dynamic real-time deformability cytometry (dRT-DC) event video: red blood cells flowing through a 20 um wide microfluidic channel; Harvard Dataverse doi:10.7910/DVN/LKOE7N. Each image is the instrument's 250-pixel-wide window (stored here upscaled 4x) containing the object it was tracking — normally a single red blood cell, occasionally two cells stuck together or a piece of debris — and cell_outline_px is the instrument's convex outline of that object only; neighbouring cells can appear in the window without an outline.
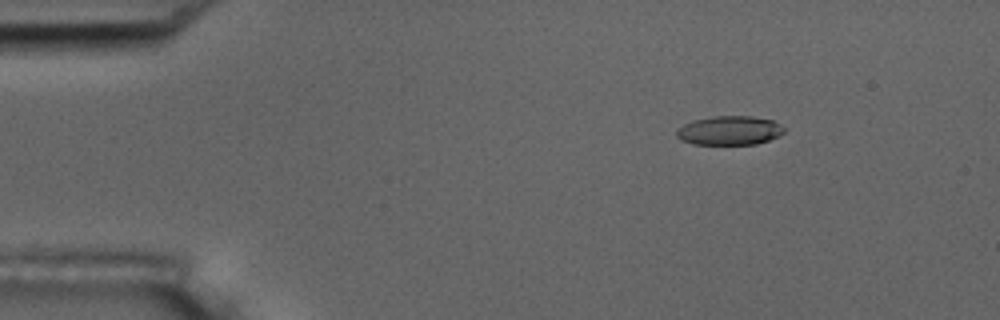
{"species": "common noctule bat (a hibernating species)", "species_latin": "Nyctalus noctula", "temperature_condition": "room temperature", "stored_images_in_passage": 56, "camera_frame_rate_fps": 3000, "um_per_image_px": 0.085, "animal": {"sex": "male", "body_mass_g": 17.5, "forearm_length_mm": 52.3}, "frame": {"image": 1, "passage_image": 8, "time_ms": 2.333, "image_size_px": [1000, 320], "cell_outline_px": [[784, 132], [768, 140], [756, 144], [692, 144], [680, 140], [676, 136], [676, 128], [692, 120], [712, 116], [752, 116], [772, 120], [780, 124], [784, 128]], "centroid_in_image_um": [61.95, 11.08], "position_along_channel_um": 23.0, "area_um2": 18.26}}
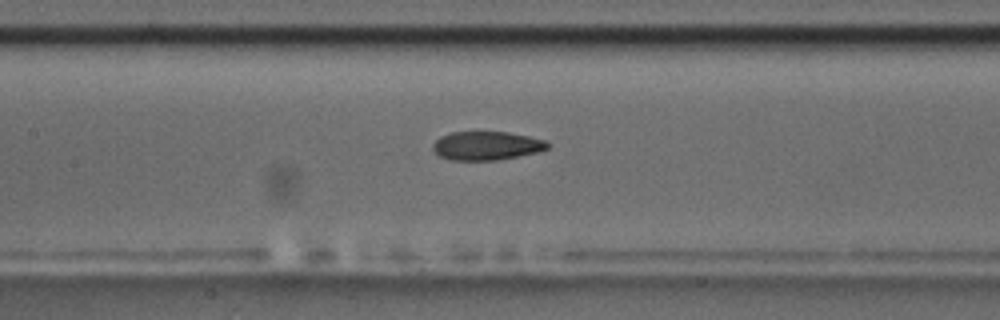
{"frame": {"image": 2, "passage_image": 26, "time_ms": 8.333, "image_size_px": [1000, 320], "cell_outline_px": [[552, 144], [548, 148], [536, 152], [496, 160], [448, 160], [440, 156], [432, 148], [432, 144], [440, 136], [452, 132], [508, 132], [548, 140]], "centroid_in_image_um": [41.37, 12.38], "position_along_channel_um": 166.0, "area_um2": 19.19}}
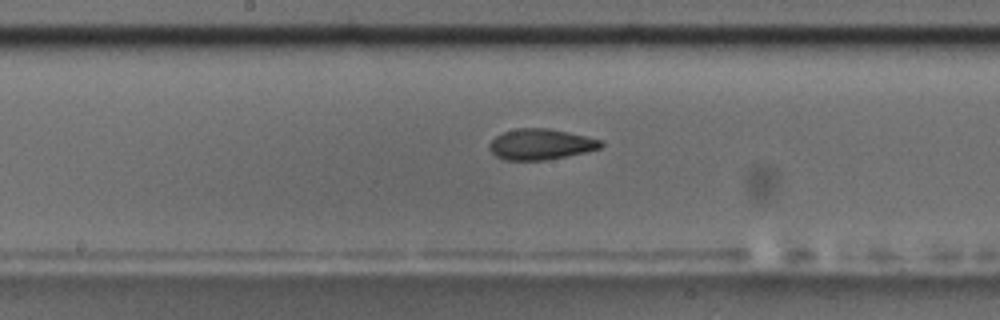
{"frame": {"image": 3, "passage_image": 29, "time_ms": 9.333, "image_size_px": [1000, 320], "cell_outline_px": [[604, 144], [600, 148], [584, 152], [544, 160], [504, 160], [496, 156], [488, 148], [488, 144], [496, 136], [504, 132], [516, 128], [548, 128], [568, 132], [600, 140]], "centroid_in_image_um": [45.91, 12.26], "position_along_channel_um": 202.3, "area_um2": 19.77}, "authors_computed_cell_mechanics": {"area_um2": 19.7676, "velocity_mm_per_s": 3.6482, "shape_relaxation_time_tau1_ms": 7.4161, "shape_relaxation_time_tau2_ms": 2.8199, "deformation_change_tau1": 0.1982, "deformation_change_tau2": 0.0999}}